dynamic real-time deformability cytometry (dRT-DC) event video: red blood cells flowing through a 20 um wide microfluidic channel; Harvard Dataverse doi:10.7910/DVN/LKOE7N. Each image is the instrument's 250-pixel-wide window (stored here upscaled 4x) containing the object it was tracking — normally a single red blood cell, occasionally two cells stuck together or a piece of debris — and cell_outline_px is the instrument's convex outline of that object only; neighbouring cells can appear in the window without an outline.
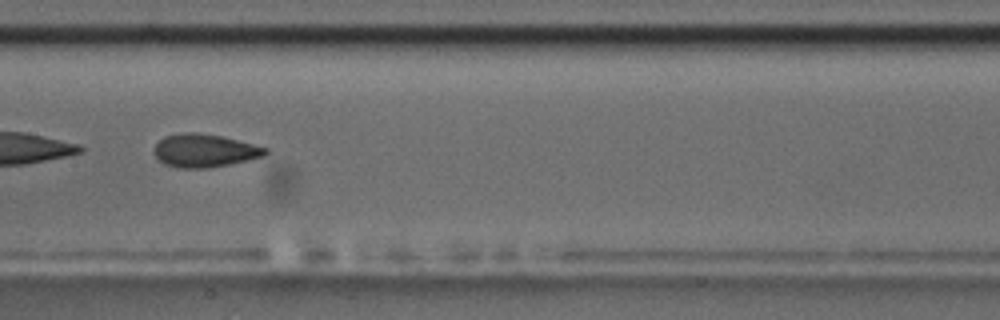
{"species": "common noctule bat (a hibernating species)", "species_latin": "Nyctalus noctula", "temperature_condition": "room temperature", "stored_images_in_passage": 9, "camera_frame_rate_fps": 3000, "um_per_image_px": 0.085, "animal": {"sex": "male", "body_mass_g": 17.5, "forearm_length_mm": 52.3}, "frame": {"image": 1, "passage_image": 8, "time_ms": 9.667, "image_size_px": [1000, 320], "cell_outline_px": [[268, 152], [264, 156], [248, 160], [228, 164], [204, 168], [176, 168], [164, 164], [152, 152], [156, 144], [164, 136], [184, 132], [196, 132], [220, 136], [268, 148]], "centroid_in_image_um": [17.35, 12.8], "position_along_channel_um": 190.1, "area_um2": 21.33}}